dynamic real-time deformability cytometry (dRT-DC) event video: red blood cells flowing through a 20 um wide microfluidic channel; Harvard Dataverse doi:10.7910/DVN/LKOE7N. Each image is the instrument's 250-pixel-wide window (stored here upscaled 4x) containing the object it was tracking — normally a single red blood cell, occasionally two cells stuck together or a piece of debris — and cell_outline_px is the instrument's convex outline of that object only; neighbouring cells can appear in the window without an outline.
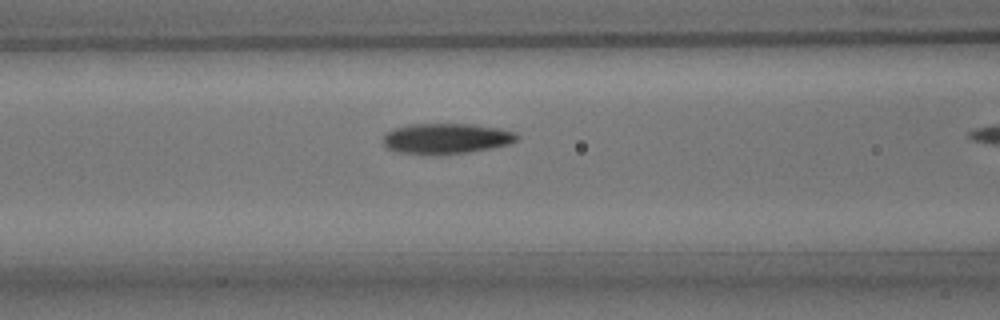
{"species": "common noctule bat (a hibernating species)", "species_latin": "Nyctalus noctula", "temperature_condition": "room temperature", "stored_images_in_passage": 19, "camera_frame_rate_fps": 3000, "um_per_image_px": 0.085, "animal": {"sex": "male", "body_mass_g": 15.6}, "frame": {"image": 1, "passage_image": 11, "time_ms": 3.333, "image_size_px": [1000, 320], "cell_outline_px": [[520, 136], [516, 140], [508, 144], [492, 148], [468, 152], [396, 152], [388, 148], [384, 144], [384, 136], [392, 128], [408, 124], [472, 124], [500, 128], [516, 132]], "centroid_in_image_um": [37.98, 11.73], "position_along_channel_um": 128.6, "area_um2": 23.12}}
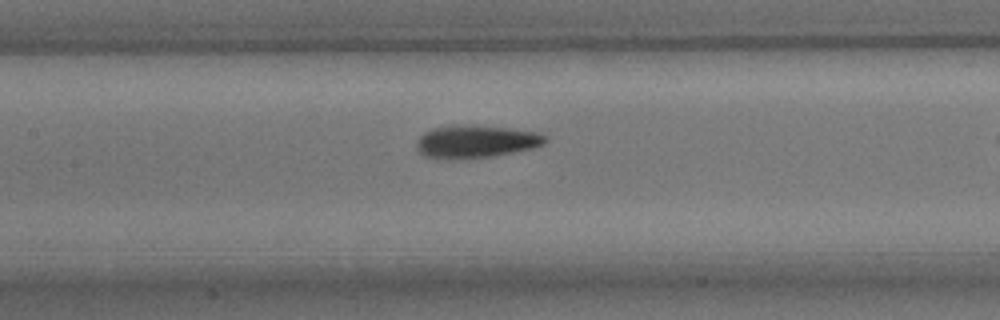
{"frame": {"image": 2, "passage_image": 14, "time_ms": 4.333, "image_size_px": [1000, 320], "cell_outline_px": [[548, 140], [544, 144], [532, 148], [492, 156], [464, 160], [436, 160], [424, 156], [416, 148], [416, 140], [424, 132], [432, 128], [456, 124], [472, 124], [508, 128], [536, 132], [544, 136]], "centroid_in_image_um": [40.36, 12.04], "position_along_channel_um": 167.0, "area_um2": 25.14}}